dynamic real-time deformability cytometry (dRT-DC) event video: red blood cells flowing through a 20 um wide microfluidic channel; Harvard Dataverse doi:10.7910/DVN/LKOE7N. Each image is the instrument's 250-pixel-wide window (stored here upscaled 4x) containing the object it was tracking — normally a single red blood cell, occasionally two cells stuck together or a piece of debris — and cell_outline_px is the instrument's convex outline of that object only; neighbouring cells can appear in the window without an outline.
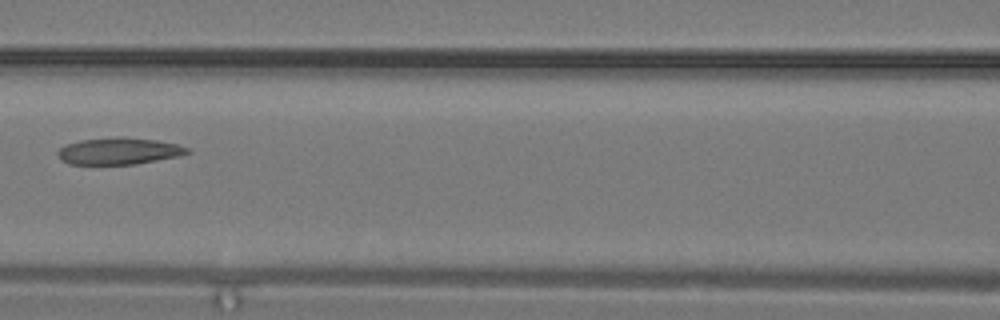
{"species": "common noctule bat (a hibernating species)", "species_latin": "Nyctalus noctula", "temperature_condition": "warm", "stored_images_in_passage": 8, "camera_frame_rate_fps": 3000, "um_per_image_px": 0.085, "animal": {"sex": "male", "body_mass_g": 19.2, "forearm_length_mm": 51.8}, "frame": {"image": 1, "passage_image": 7, "time_ms": 2.0, "image_size_px": [1000, 320], "cell_outline_px": [[192, 152], [176, 156], [136, 164], [68, 164], [60, 160], [56, 152], [64, 144], [80, 140], [116, 136], [124, 136], [156, 140], [176, 144], [188, 148]], "centroid_in_image_um": [10.04, 12.83], "position_along_channel_um": 156.6, "area_um2": 20.35}}